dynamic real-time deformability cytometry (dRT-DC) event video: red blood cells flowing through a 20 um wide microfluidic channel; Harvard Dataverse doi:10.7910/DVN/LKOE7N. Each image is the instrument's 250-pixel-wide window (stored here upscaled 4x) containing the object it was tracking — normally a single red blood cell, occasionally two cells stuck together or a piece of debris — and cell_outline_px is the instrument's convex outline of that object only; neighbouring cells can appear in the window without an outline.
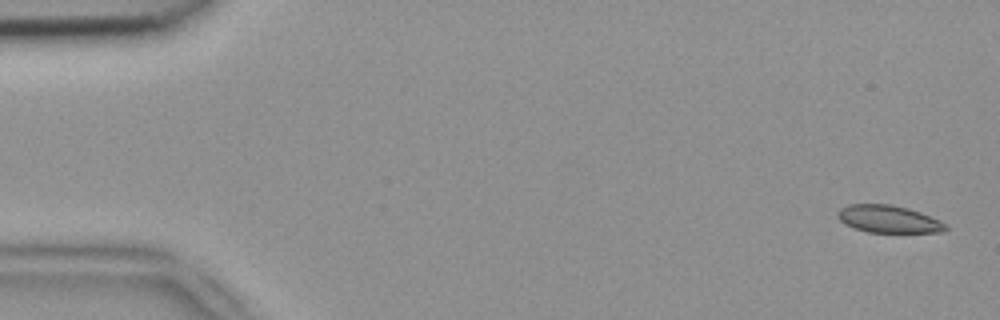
{"species": "common noctule bat (a hibernating species)", "species_latin": "Nyctalus noctula", "temperature_condition": "room temperature", "stored_images_in_passage": 51, "camera_frame_rate_fps": 3000, "um_per_image_px": 0.085, "animal": {"sex": "female", "body_mass_g": 18.4}, "frame": {"image": 1, "passage_image": 2, "time_ms": 0.333, "image_size_px": [1000, 320], "cell_outline_px": [[948, 228], [944, 232], [868, 232], [844, 224], [836, 216], [836, 212], [840, 208], [848, 204], [892, 204], [908, 208], [920, 212], [940, 220], [948, 224]], "centroid_in_image_um": [75.53, 18.61], "position_along_channel_um": 9.5, "area_um2": 17.4}}
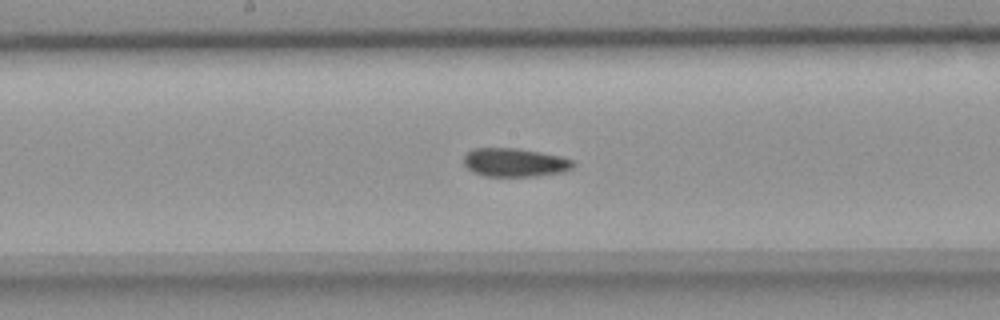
{"frame": {"image": 2, "passage_image": 27, "time_ms": 8.667, "image_size_px": [1000, 320], "cell_outline_px": [[576, 164], [572, 168], [564, 172], [536, 176], [484, 176], [472, 172], [464, 164], [464, 156], [472, 148], [516, 148], [540, 152], [560, 156], [572, 160]], "centroid_in_image_um": [43.76, 13.81], "position_along_channel_um": 204.4, "area_um2": 18.26}}
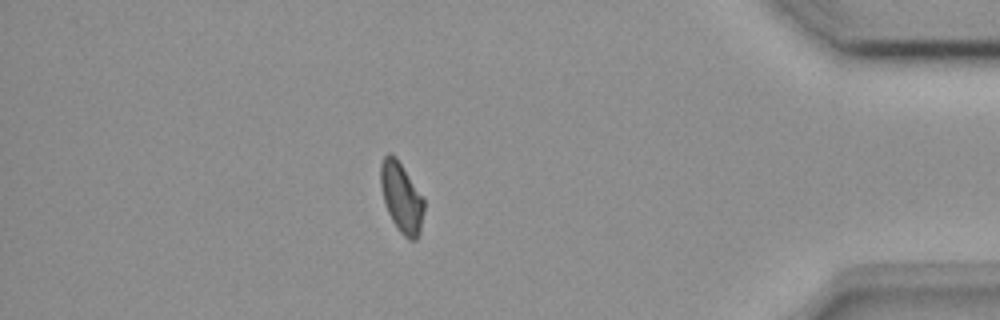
{"frame": {"image": 3, "passage_image": 45, "time_ms": 14.667, "image_size_px": [1000, 320], "cell_outline_px": [[424, 212], [420, 232], [416, 240], [408, 240], [396, 228], [388, 212], [384, 200], [380, 184], [380, 164], [384, 156], [388, 152], [396, 156], [424, 196]], "centroid_in_image_um": [34.14, 16.77], "position_along_channel_um": 401.1, "area_um2": 18.03}, "authors_computed_cell_mechanics": {"area_um2": 18.1492, "velocity_mm_per_s": 3.9374, "shape_relaxation_time_tau1_ms": null, "shape_relaxation_time_tau2_ms": 3.6731, "deformation_change_tau1": null, "deformation_change_tau2": 0.0828}}